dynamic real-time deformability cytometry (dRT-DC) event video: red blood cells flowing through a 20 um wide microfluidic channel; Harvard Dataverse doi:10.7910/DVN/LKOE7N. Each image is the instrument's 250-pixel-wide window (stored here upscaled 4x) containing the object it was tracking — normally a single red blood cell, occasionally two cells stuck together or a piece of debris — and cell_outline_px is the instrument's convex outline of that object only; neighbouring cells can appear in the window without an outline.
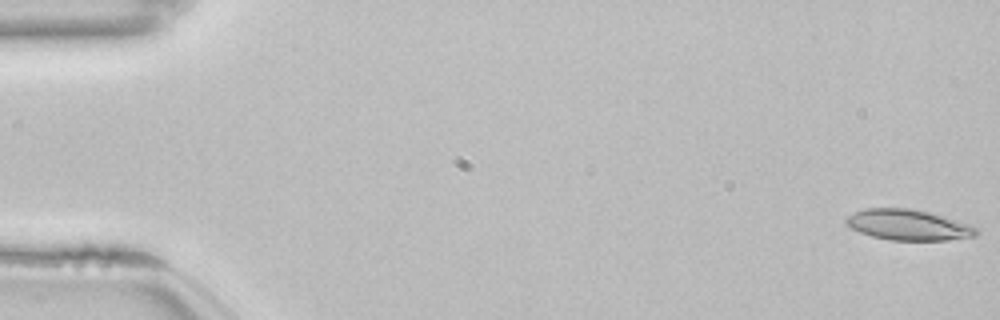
{"species": "common noctule bat (a hibernating species)", "species_latin": "Nyctalus noctula", "temperature_condition": "room temperature", "stored_images_in_passage": 54, "camera_frame_rate_fps": 3000, "um_per_image_px": 0.085, "animal": {"sex": "female", "body_mass_g": 22.7, "forearm_length_mm": 54.2}, "frame": {"image": 1, "passage_image": 1, "time_ms": 0.0, "image_size_px": [1000, 320], "cell_outline_px": [[980, 232], [976, 236], [944, 240], [888, 240], [872, 236], [860, 232], [844, 224], [844, 220], [848, 216], [856, 212], [868, 208], [912, 208], [944, 216], [968, 224], [976, 228]], "centroid_in_image_um": [77.19, 19.12], "position_along_channel_um": 7.8, "area_um2": 23.18}}
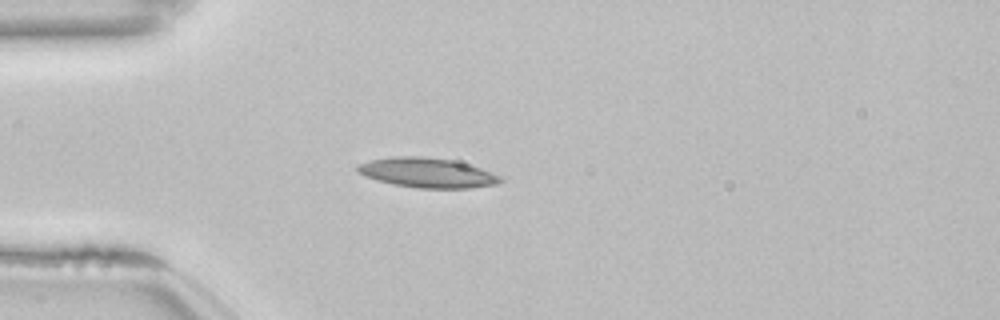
{"frame": {"image": 2, "passage_image": 15, "time_ms": 4.667, "image_size_px": [1000, 320], "cell_outline_px": [[504, 180], [500, 184], [472, 188], [420, 188], [392, 184], [356, 172], [356, 164], [368, 160], [392, 156], [424, 156], [452, 160], [480, 168], [500, 176]], "centroid_in_image_um": [36.31, 14.68], "position_along_channel_um": 48.7, "area_um2": 24.8}}
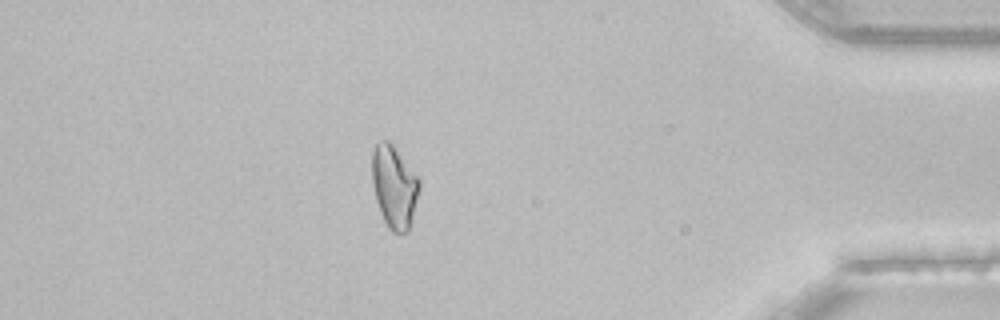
{"frame": {"image": 3, "passage_image": 47, "time_ms": 15.333, "image_size_px": [1000, 320], "cell_outline_px": [[420, 188], [408, 232], [392, 232], [388, 228], [380, 212], [376, 200], [372, 180], [372, 148], [380, 140], [388, 140], [392, 144], [420, 180]], "centroid_in_image_um": [33.49, 15.86], "position_along_channel_um": 401.7, "area_um2": 22.54}}